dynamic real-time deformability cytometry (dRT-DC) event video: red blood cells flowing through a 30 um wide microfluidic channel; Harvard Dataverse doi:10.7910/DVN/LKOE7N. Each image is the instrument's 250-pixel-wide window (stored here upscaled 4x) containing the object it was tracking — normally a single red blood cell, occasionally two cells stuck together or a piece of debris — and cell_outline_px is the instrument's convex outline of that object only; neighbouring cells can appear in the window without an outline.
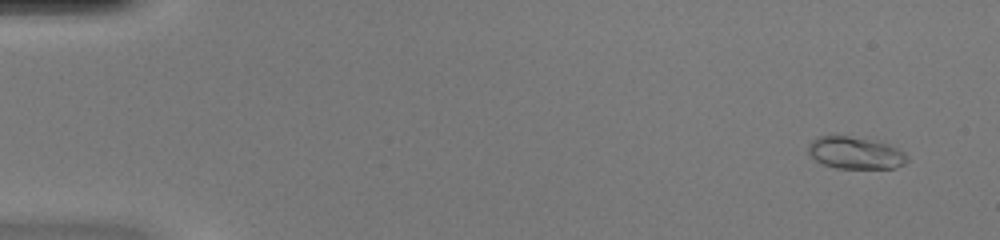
{"species": "common noctule bat (a hibernating species)", "species_latin": "Nyctalus noctula", "temperature_condition": "warm", "stored_images_in_passage": 49, "camera_frame_rate_fps": 3000, "um_per_image_px": 0.085, "animal": {"sex": "female", "body_mass_g": 20.0, "forearm_length_mm": 54.0}, "frame": {"image": 1, "passage_image": 3, "time_ms": 0.667, "image_size_px": [1000, 240], "cell_outline_px": [[908, 160], [904, 164], [892, 168], [836, 168], [824, 164], [816, 160], [808, 152], [808, 144], [816, 136], [848, 136], [888, 144], [904, 152], [908, 156]], "centroid_in_image_um": [72.69, 13.0], "position_along_channel_um": 12.3, "area_um2": 18.26}}
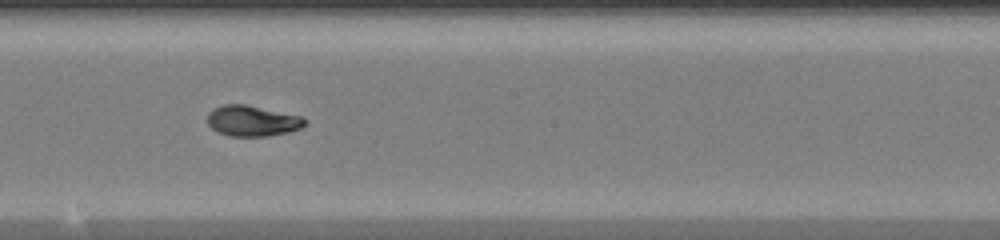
{"frame": {"image": 2, "passage_image": 28, "time_ms": 9.0, "image_size_px": [1000, 240], "cell_outline_px": [[308, 120], [300, 128], [288, 132], [268, 136], [228, 136], [216, 132], [208, 124], [208, 112], [224, 104], [244, 104], [300, 116]], "centroid_in_image_um": [21.42, 10.28], "position_along_channel_um": 226.8, "area_um2": 17.28}}
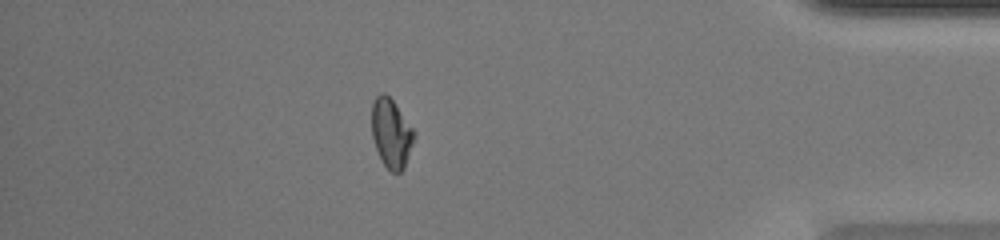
{"frame": {"image": 3, "passage_image": 43, "time_ms": 14.0, "image_size_px": [1000, 240], "cell_outline_px": [[416, 136], [404, 168], [400, 172], [392, 172], [384, 164], [376, 148], [372, 136], [372, 100], [380, 92], [384, 92], [392, 100], [416, 132]], "centroid_in_image_um": [33.26, 11.3], "position_along_channel_um": 401.9, "area_um2": 16.99}, "authors_computed_cell_mechanics": {"area_um2": 17.2822, "velocity_mm_per_s": 4.2587, "shape_relaxation_time_tau1_ms": 3.9055, "shape_relaxation_time_tau2_ms": 1.0285, "deformation_change_tau1": 0.1996, "deformation_change_tau2": 0.0268}}